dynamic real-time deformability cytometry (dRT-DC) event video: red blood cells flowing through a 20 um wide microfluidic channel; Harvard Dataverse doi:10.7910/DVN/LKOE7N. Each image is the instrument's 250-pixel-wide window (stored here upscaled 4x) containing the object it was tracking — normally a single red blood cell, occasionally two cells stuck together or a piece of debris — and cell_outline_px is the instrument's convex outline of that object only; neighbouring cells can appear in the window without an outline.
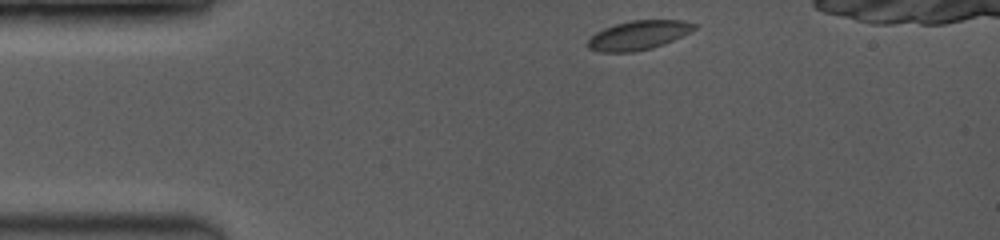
{"species": "common noctule bat (a hibernating species)", "species_latin": "Nyctalus noctula", "temperature_condition": "room temperature", "stored_images_in_passage": 45, "camera_frame_rate_fps": 3500, "um_per_image_px": 0.085, "animal": {"sex": "female", "body_mass_g": 19.0, "forearm_length_mm": 53.3}, "frame": {"image": 1, "passage_image": 1, "time_ms": 0.0, "image_size_px": [1000, 240], "cell_outline_px": [[696, 28], [664, 44], [652, 48], [632, 52], [600, 52], [588, 48], [588, 40], [596, 32], [616, 24], [632, 20], [680, 20], [696, 24]], "centroid_in_image_um": [54.25, 3.0], "position_along_channel_um": 30.8, "area_um2": 17.74}}
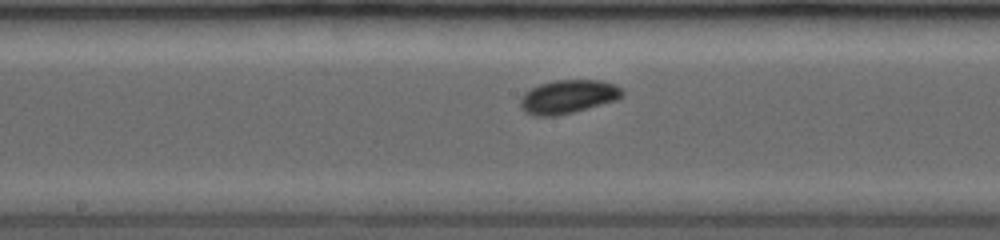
{"frame": {"image": 2, "passage_image": 27, "time_ms": 5.429, "image_size_px": [1000, 240], "cell_outline_px": [[624, 96], [616, 100], [588, 108], [556, 116], [532, 116], [524, 112], [520, 108], [520, 100], [524, 92], [540, 84], [556, 80], [600, 80], [616, 84], [624, 92]], "centroid_in_image_um": [48.27, 8.22], "position_along_channel_um": 199.9, "area_um2": 20.06}}
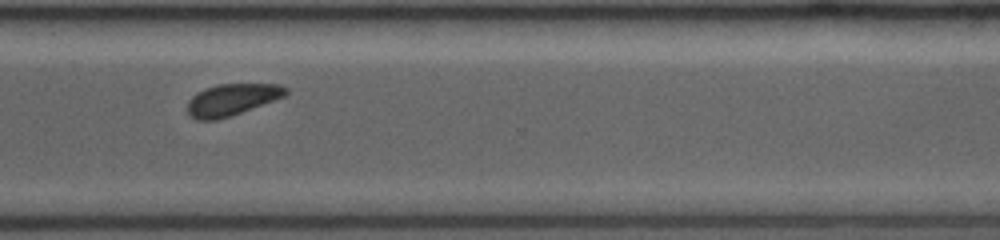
{"frame": {"image": 3, "passage_image": 44, "time_ms": 9.143, "image_size_px": [1000, 240], "cell_outline_px": [[288, 92], [284, 96], [240, 112], [216, 120], [196, 120], [188, 112], [188, 100], [196, 92], [204, 88], [216, 84], [280, 84], [288, 88]], "centroid_in_image_um": [19.68, 8.45], "position_along_channel_um": 350.9, "area_um2": 17.92}}